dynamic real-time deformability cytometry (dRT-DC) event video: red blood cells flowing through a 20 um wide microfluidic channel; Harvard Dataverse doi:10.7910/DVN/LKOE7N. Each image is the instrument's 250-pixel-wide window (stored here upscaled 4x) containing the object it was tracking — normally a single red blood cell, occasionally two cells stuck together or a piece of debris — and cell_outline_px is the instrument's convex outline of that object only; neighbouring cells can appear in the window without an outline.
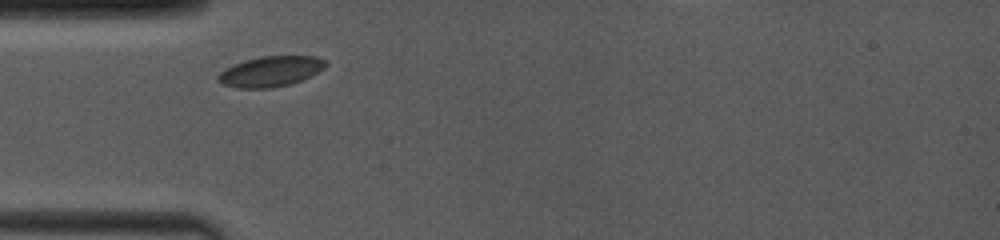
{"species": "common noctule bat (a hibernating species)", "species_latin": "Nyctalus noctula", "temperature_condition": "room temperature", "stored_images_in_passage": 6, "camera_frame_rate_fps": 4000, "um_per_image_px": 0.085, "animal": {"sex": "female", "body_mass_g": 19.0, "forearm_length_mm": 53.3}, "frame": {"image": 1, "passage_image": 1, "time_ms": 0.0, "image_size_px": [1000, 240], "cell_outline_px": [[328, 64], [324, 68], [292, 84], [272, 88], [236, 88], [224, 84], [216, 80], [216, 76], [224, 68], [244, 60], [264, 56], [316, 56], [324, 60]], "centroid_in_image_um": [22.96, 6.07], "position_along_channel_um": 62.0, "area_um2": 19.02}}